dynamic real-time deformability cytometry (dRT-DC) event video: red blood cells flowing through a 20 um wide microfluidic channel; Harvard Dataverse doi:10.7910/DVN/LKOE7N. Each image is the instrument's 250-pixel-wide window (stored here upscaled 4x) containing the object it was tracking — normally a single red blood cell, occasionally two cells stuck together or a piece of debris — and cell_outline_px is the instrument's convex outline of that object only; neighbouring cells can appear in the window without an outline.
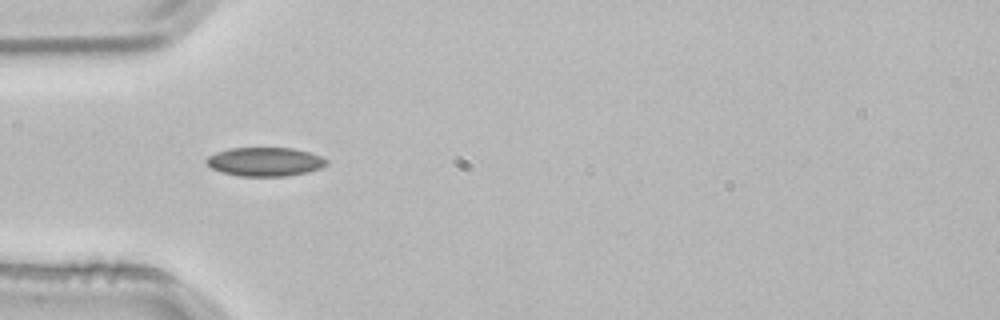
{"species": "common noctule bat (a hibernating species)", "species_latin": "Nyctalus noctula", "temperature_condition": "room temperature", "stored_images_in_passage": 2, "camera_frame_rate_fps": 3000, "um_per_image_px": 0.085, "animal": {"sex": "male", "body_mass_g": 21.5, "forearm_length_mm": 52.0}, "frame": {"image": 1, "passage_image": 2, "time_ms": 0.333, "image_size_px": [1000, 320], "cell_outline_px": [[328, 164], [320, 168], [308, 172], [288, 176], [240, 176], [220, 172], [212, 168], [204, 160], [208, 156], [216, 152], [228, 148], [292, 148], [308, 152], [320, 156], [328, 160]], "centroid_in_image_um": [22.51, 13.75], "position_along_channel_um": 62.5, "area_um2": 20.23}}